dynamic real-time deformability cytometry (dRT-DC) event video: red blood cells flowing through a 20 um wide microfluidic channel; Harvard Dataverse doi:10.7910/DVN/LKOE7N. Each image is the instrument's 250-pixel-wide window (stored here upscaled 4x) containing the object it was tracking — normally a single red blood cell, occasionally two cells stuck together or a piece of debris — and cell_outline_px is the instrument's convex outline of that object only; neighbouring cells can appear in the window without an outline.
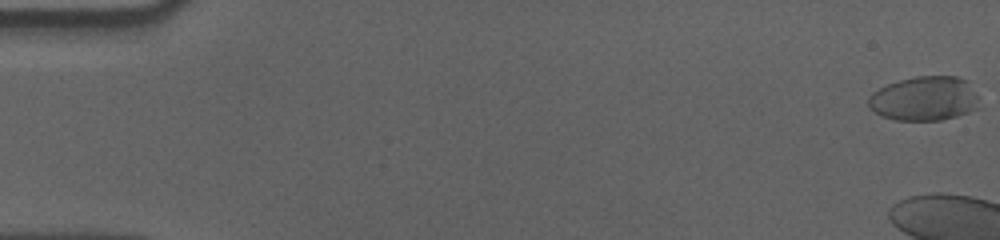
{"species": "human", "species_latin": "Homo sapiens", "temperature_condition": "cold", "stored_images_in_passage": 14, "camera_frame_rate_fps": 3000, "um_per_image_px": 0.085, "donor": {"sex": "male"}, "frame": {"image": 1, "passage_image": 1, "time_ms": 0.0, "image_size_px": [1000, 240], "cell_outline_px": [[980, 108], [956, 116], [940, 120], [896, 120], [884, 116], [876, 112], [868, 104], [868, 96], [872, 92], [888, 84], [900, 80], [916, 76], [956, 76], [968, 80], [976, 96]], "centroid_in_image_um": [78.59, 8.37], "position_along_channel_um": 6.4, "area_um2": 28.5}}